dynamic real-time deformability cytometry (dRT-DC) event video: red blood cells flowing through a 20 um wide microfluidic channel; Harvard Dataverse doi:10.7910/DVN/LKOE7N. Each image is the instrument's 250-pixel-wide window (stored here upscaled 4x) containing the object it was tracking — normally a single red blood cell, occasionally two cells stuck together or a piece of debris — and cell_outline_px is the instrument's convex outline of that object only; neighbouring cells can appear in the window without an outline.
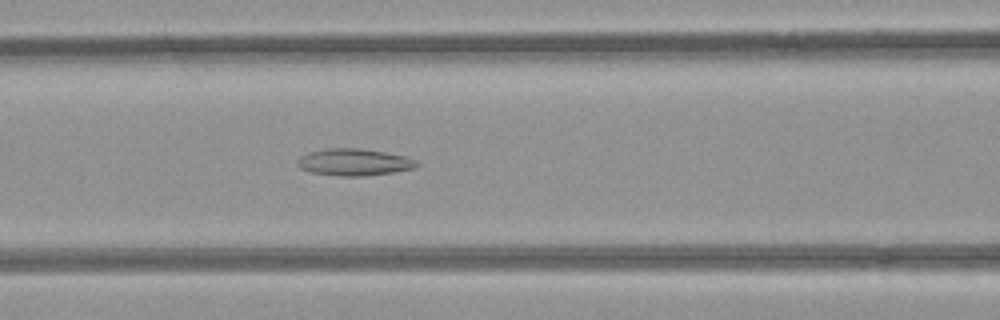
{"species": "common noctule bat (a hibernating species)", "species_latin": "Nyctalus noctula", "temperature_condition": "room temperature", "stored_images_in_passage": 36, "camera_frame_rate_fps": 3000, "um_per_image_px": 0.085, "animal": {"sex": "female", "body_mass_g": 21.9}, "frame": {"image": 1, "passage_image": 11, "time_ms": 3.333, "image_size_px": [1000, 320], "cell_outline_px": [[420, 164], [416, 168], [392, 172], [364, 176], [340, 176], [312, 172], [300, 168], [296, 164], [296, 160], [300, 156], [308, 152], [328, 148], [360, 148], [384, 152], [404, 156], [416, 160]], "centroid_in_image_um": [30.08, 13.78], "position_along_channel_um": 136.5, "area_um2": 18.73}}
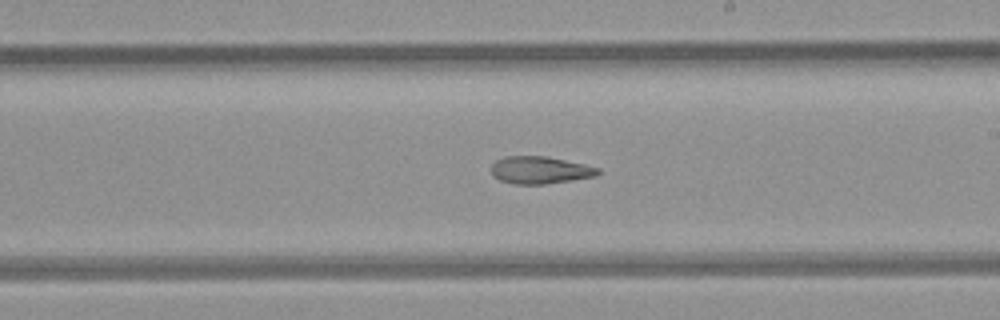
{"frame": {"image": 2, "passage_image": 19, "time_ms": 6.0, "image_size_px": [1000, 320], "cell_outline_px": [[600, 172], [596, 176], [572, 180], [544, 184], [516, 184], [500, 180], [492, 176], [492, 164], [496, 160], [504, 156], [548, 156], [584, 164], [600, 168]], "centroid_in_image_um": [45.9, 14.45], "position_along_channel_um": 243.1, "area_um2": 17.05}}
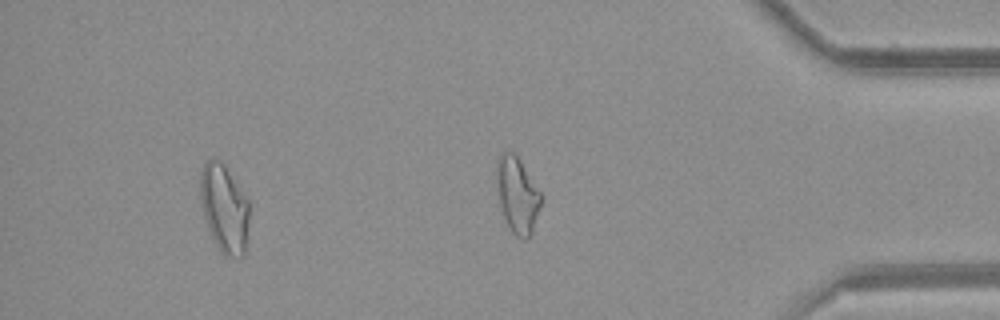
{"frame": {"image": 3, "passage_image": 32, "time_ms": 10.333, "image_size_px": [1000, 320], "cell_outline_px": [[248, 220], [244, 256], [224, 256], [220, 252], [212, 240], [200, 204], [200, 172], [204, 160], [220, 160], [248, 200]], "centroid_in_image_um": [19.02, 17.73], "position_along_channel_um": 416.2, "area_um2": 24.97}, "authors_computed_cell_mechanics": {"area_um2": 18.3804, "velocity_mm_per_s": 4.0053, "shape_relaxation_time_tau1_ms": null, "shape_relaxation_time_tau2_ms": 9.7071, "deformation_change_tau1": null, "deformation_change_tau2": 0.2185}}